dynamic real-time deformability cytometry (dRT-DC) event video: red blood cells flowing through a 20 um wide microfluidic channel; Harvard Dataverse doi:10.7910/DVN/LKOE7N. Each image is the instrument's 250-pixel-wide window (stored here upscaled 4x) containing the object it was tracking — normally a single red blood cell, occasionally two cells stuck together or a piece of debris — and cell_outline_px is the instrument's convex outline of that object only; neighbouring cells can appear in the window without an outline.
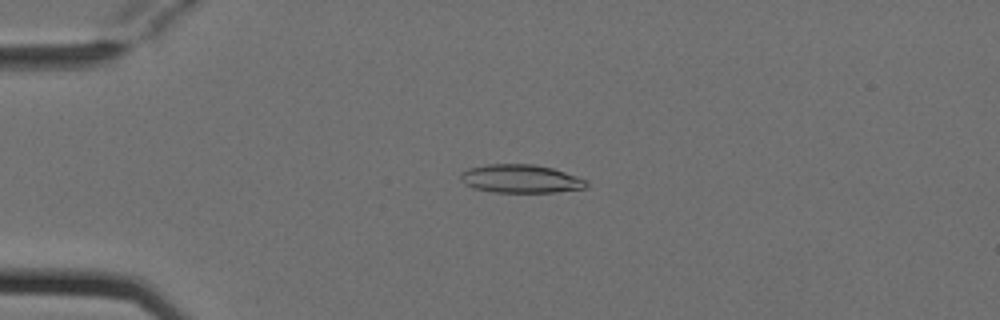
{"species": "Egyptian fruit bat (a non-hibernating species)", "species_latin": "Rousettus aegyptiacus", "temperature_condition": "cold", "stored_images_in_passage": 5, "camera_frame_rate_fps": 3000, "um_per_image_px": 0.085, "animal": {"sex": "female"}, "frame": {"image": 1, "passage_image": 4, "time_ms": 1.0, "image_size_px": [1000, 320], "cell_outline_px": [[588, 188], [556, 192], [492, 192], [472, 188], [464, 184], [460, 180], [460, 172], [468, 168], [488, 164], [532, 164], [552, 168], [588, 180]], "centroid_in_image_um": [44.24, 15.2], "position_along_channel_um": 40.8, "area_um2": 20.98}}